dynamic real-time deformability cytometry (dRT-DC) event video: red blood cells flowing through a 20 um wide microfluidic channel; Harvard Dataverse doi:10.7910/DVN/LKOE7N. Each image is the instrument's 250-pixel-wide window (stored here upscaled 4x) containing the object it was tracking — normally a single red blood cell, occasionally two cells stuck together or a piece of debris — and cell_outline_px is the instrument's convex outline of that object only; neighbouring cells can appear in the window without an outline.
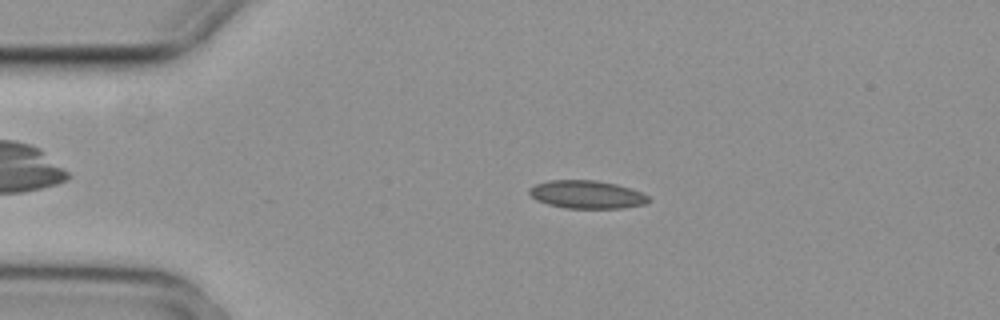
{"species": "common noctule bat (a hibernating species)", "species_latin": "Nyctalus noctula", "temperature_condition": "cold", "stored_images_in_passage": 4, "camera_frame_rate_fps": 3000, "um_per_image_px": 0.085, "animal": {"sex": "female", "body_mass_g": 29.2, "forearm_length_mm": 56.3}, "frame": {"image": 1, "passage_image": 3, "time_ms": 0.667, "image_size_px": [1000, 320], "cell_outline_px": [[652, 200], [644, 204], [624, 208], [564, 208], [548, 204], [536, 200], [528, 192], [528, 188], [536, 184], [548, 180], [596, 180], [616, 184], [640, 192], [648, 196]], "centroid_in_image_um": [49.86, 16.53], "position_along_channel_um": 35.1, "area_um2": 19.48}}